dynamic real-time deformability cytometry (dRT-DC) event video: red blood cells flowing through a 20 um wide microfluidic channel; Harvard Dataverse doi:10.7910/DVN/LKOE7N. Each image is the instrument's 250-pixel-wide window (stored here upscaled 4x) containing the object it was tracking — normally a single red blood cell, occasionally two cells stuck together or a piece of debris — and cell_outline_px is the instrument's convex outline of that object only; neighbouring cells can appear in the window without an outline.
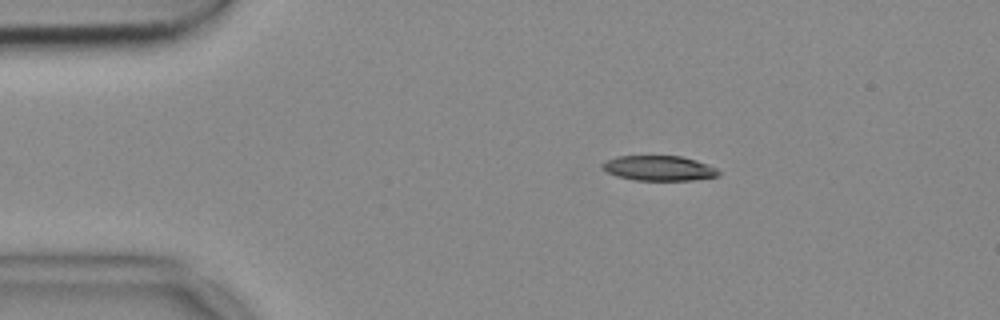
{"species": "common noctule bat (a hibernating species)", "species_latin": "Nyctalus noctula", "temperature_condition": "cold", "stored_images_in_passage": 53, "camera_frame_rate_fps": 3000, "um_per_image_px": 0.085, "animal": {"sex": "female", "body_mass_g": 18.4}, "frame": {"image": 1, "passage_image": 9, "time_ms": 2.667, "image_size_px": [1000, 320], "cell_outline_px": [[720, 176], [692, 180], [636, 180], [616, 176], [608, 172], [600, 164], [604, 160], [616, 156], [680, 156], [696, 160], [716, 168], [720, 172]], "centroid_in_image_um": [56.0, 14.29], "position_along_channel_um": 29.0, "area_um2": 16.94}}
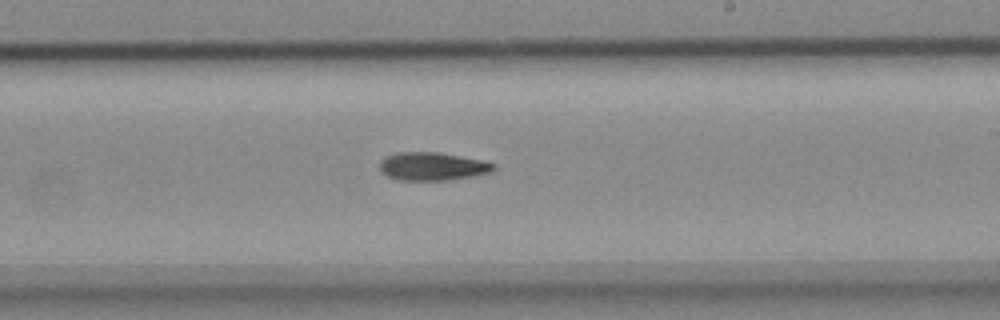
{"frame": {"image": 2, "passage_image": 31, "time_ms": 10.0, "image_size_px": [1000, 320], "cell_outline_px": [[496, 168], [488, 172], [472, 176], [448, 180], [396, 180], [380, 172], [380, 160], [384, 156], [396, 152], [436, 152], [480, 160], [496, 164]], "centroid_in_image_um": [36.68, 14.14], "position_along_channel_um": 252.3, "area_um2": 18.61}}
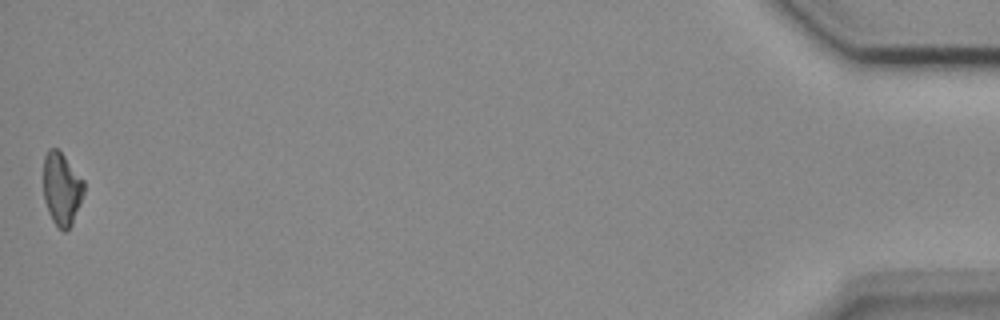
{"frame": {"image": 3, "passage_image": 53, "time_ms": 17.333, "image_size_px": [1000, 320], "cell_outline_px": [[84, 192], [80, 204], [72, 224], [64, 232], [52, 220], [48, 212], [44, 200], [44, 156], [48, 148], [56, 148], [64, 156], [84, 180]], "centroid_in_image_um": [5.24, 16.04], "position_along_channel_um": 430.0, "area_um2": 17.05}}